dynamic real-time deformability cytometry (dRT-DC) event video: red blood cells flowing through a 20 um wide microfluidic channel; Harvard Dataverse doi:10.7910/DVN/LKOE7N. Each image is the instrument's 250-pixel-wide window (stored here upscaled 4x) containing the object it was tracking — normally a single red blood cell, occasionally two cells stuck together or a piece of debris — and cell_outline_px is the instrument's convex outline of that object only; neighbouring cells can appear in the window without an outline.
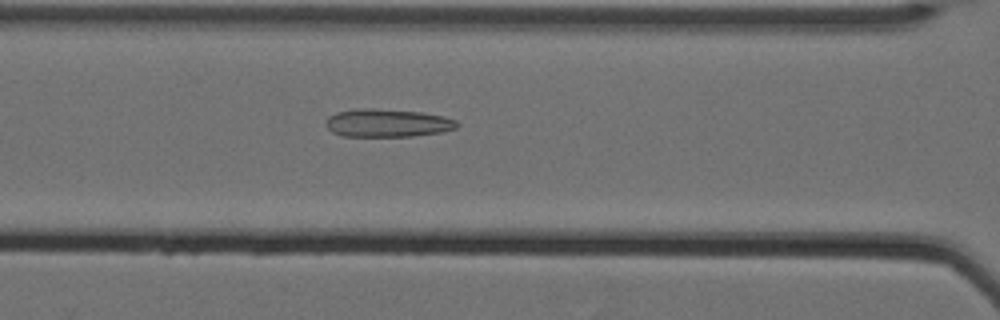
{"species": "Egyptian fruit bat (a non-hibernating species)", "species_latin": "Rousettus aegyptiacus", "temperature_condition": "cold", "stored_images_in_passage": 61, "camera_frame_rate_fps": 3000, "um_per_image_px": 0.085, "animal": {"sex": "female"}, "frame": {"image": 1, "passage_image": 30, "time_ms": 9.667, "image_size_px": [1000, 320], "cell_outline_px": [[460, 124], [456, 128], [440, 132], [412, 136], [340, 136], [332, 132], [324, 124], [324, 120], [328, 116], [336, 112], [360, 108], [372, 108], [420, 112], [444, 116], [456, 120]], "centroid_in_image_um": [32.89, 10.45], "position_along_channel_um": 133.7, "area_um2": 21.56}}
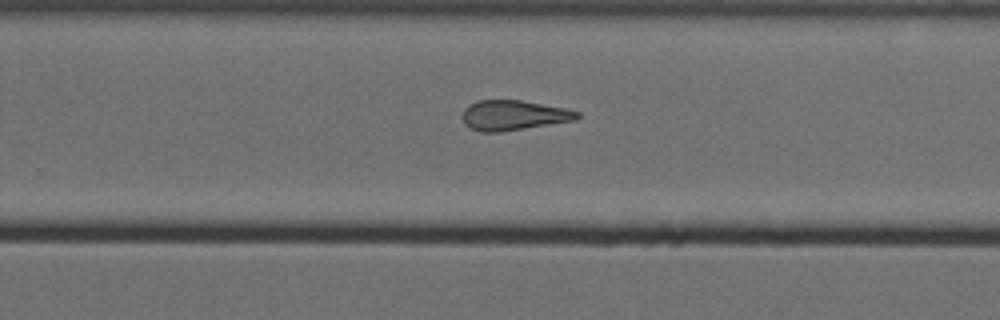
{"frame": {"image": 2, "passage_image": 43, "time_ms": 14.0, "image_size_px": [1000, 320], "cell_outline_px": [[580, 116], [576, 120], [500, 132], [480, 132], [464, 124], [460, 116], [464, 108], [468, 104], [480, 100], [520, 100], [564, 108], [580, 112]], "centroid_in_image_um": [43.6, 9.8], "position_along_channel_um": 286.2, "area_um2": 20.11}}
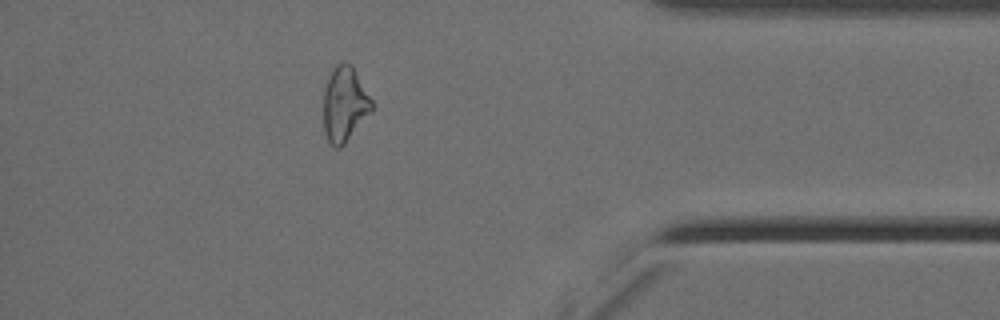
{"frame": {"image": 3, "passage_image": 55, "time_ms": 18.0, "image_size_px": [1000, 320], "cell_outline_px": [[372, 112], [344, 144], [340, 148], [336, 148], [328, 140], [324, 132], [324, 88], [328, 76], [336, 64], [348, 64], [352, 68], [372, 100]], "centroid_in_image_um": [29.27, 8.9], "position_along_channel_um": 405.9, "area_um2": 20.63}, "authors_computed_cell_mechanics": {"area_um2": 22.7732, "velocity_mm_per_s": 3.5245, "shape_relaxation_time_tau1_ms": null, "shape_relaxation_time_tau2_ms": 1.6963, "deformation_change_tau1": null, "deformation_change_tau2": 0.1071}}